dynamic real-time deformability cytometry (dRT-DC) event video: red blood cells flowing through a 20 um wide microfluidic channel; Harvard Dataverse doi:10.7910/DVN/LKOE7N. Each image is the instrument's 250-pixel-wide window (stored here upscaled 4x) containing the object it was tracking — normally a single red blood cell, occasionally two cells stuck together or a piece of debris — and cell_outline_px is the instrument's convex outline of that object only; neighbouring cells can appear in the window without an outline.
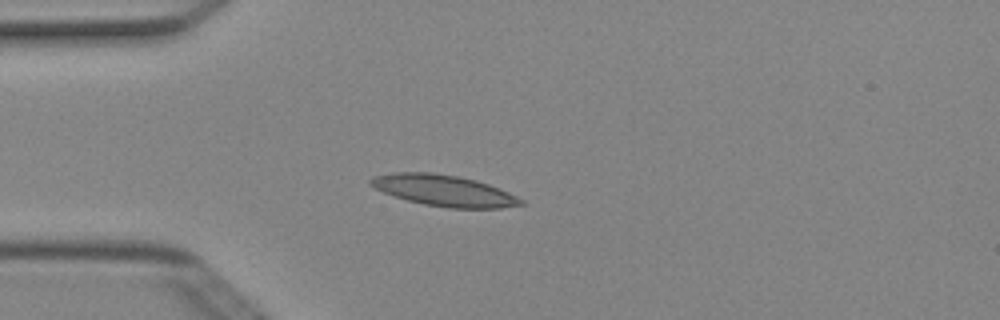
{"species": "Egyptian fruit bat (a non-hibernating species)", "species_latin": "Rousettus aegyptiacus", "temperature_condition": "cold", "stored_images_in_passage": 4, "camera_frame_rate_fps": 3000, "um_per_image_px": 0.085, "animal": {"sex": "female"}, "frame": {"image": 1, "passage_image": 4, "time_ms": 1.0, "image_size_px": [1000, 320], "cell_outline_px": [[524, 204], [500, 208], [448, 208], [424, 204], [408, 200], [384, 192], [368, 184], [368, 180], [372, 176], [392, 172], [432, 172], [456, 176], [476, 180], [500, 188], [524, 200]], "centroid_in_image_um": [37.72, 16.19], "position_along_channel_um": 47.3, "area_um2": 27.22}}